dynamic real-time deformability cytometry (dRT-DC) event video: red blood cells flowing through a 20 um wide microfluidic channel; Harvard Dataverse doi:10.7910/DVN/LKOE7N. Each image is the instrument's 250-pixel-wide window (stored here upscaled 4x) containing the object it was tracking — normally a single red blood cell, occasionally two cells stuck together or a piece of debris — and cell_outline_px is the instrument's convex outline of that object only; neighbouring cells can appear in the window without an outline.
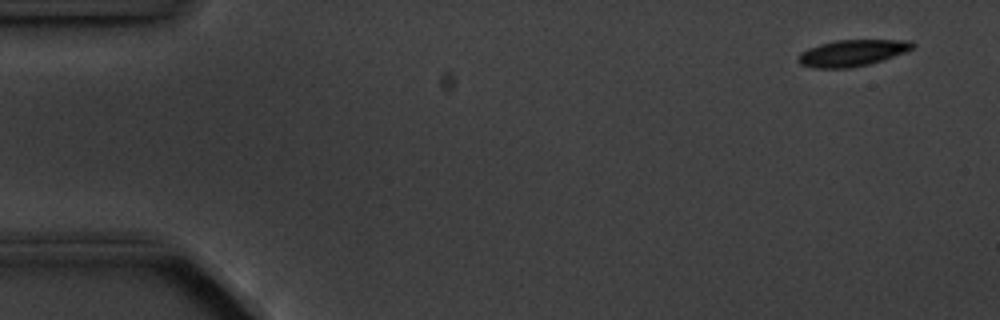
{"species": "common noctule bat (a hibernating species)", "species_latin": "Nyctalus noctula", "temperature_condition": "cold", "stored_images_in_passage": 7, "camera_frame_rate_fps": 3000, "um_per_image_px": 0.085, "animal": {"sex": "male", "body_mass_g": 20.1, "forearm_length_mm": 53.5}, "frame": {"image": 1, "passage_image": 1, "time_ms": 0.0, "image_size_px": [1000, 320], "cell_outline_px": [[916, 44], [912, 48], [904, 52], [868, 64], [848, 68], [812, 68], [800, 64], [796, 60], [796, 56], [800, 52], [808, 48], [820, 44], [836, 40], [912, 40]], "centroid_in_image_um": [72.37, 4.5], "position_along_channel_um": 12.6, "area_um2": 17.57}}
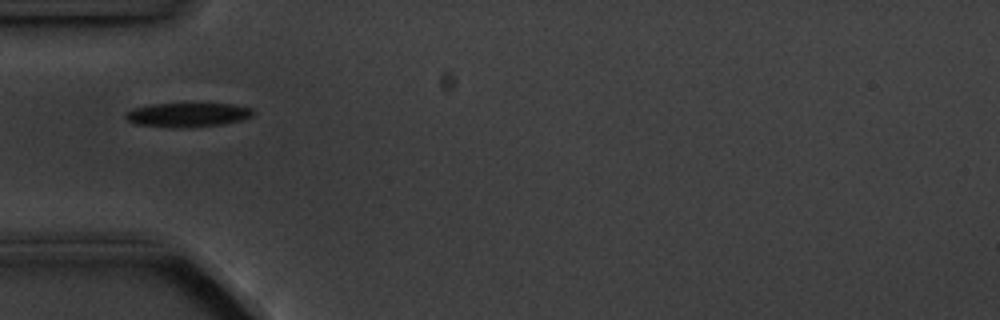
{"frame": {"image": 2, "passage_image": 5, "time_ms": 4.667, "image_size_px": [1000, 320], "cell_outline_px": [[256, 112], [252, 116], [240, 120], [224, 124], [184, 128], [172, 128], [136, 124], [128, 120], [124, 116], [124, 112], [132, 108], [152, 104], [232, 104], [252, 108]], "centroid_in_image_um": [15.93, 9.77], "position_along_channel_um": 69.1, "area_um2": 18.09}}
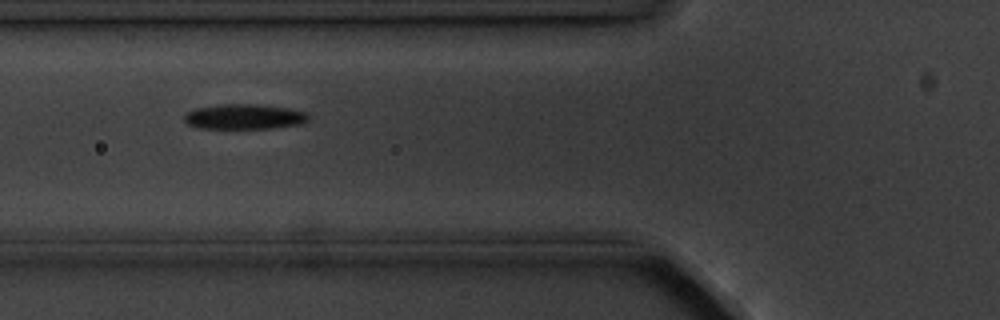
{"frame": {"image": 3, "passage_image": 6, "time_ms": 5.667, "image_size_px": [1000, 320], "cell_outline_px": [[308, 120], [300, 124], [272, 128], [196, 128], [188, 124], [184, 120], [184, 116], [188, 112], [196, 108], [216, 104], [260, 104], [288, 108], [304, 112], [308, 116]], "centroid_in_image_um": [20.73, 9.91], "position_along_channel_um": 105.1, "area_um2": 18.15}}